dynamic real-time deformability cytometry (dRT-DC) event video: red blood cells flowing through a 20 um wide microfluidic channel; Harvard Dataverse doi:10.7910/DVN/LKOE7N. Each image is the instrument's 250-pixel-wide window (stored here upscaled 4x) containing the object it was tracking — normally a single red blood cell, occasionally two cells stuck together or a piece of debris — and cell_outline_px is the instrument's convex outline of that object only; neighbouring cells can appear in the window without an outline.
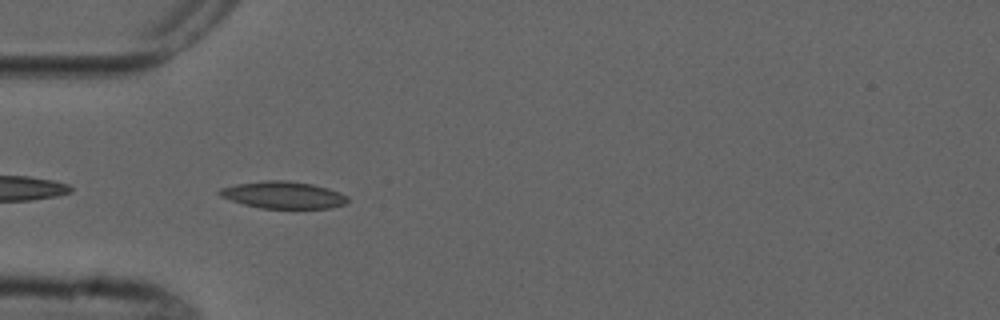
{"species": "common noctule bat (a hibernating species)", "species_latin": "Nyctalus noctula", "temperature_condition": "cold", "stored_images_in_passage": 4, "camera_frame_rate_fps": 3000, "um_per_image_px": 0.085, "animal": {"sex": "male", "forearm_length_mm": 52.5}, "frame": {"image": 1, "passage_image": 4, "time_ms": 4.667, "image_size_px": [1000, 320], "cell_outline_px": [[348, 204], [332, 208], [260, 208], [244, 204], [220, 196], [216, 192], [220, 188], [236, 184], [264, 180], [288, 180], [312, 184], [328, 188], [340, 192], [348, 196]], "centroid_in_image_um": [24.11, 16.57], "position_along_channel_um": 60.9, "area_um2": 20.35}}